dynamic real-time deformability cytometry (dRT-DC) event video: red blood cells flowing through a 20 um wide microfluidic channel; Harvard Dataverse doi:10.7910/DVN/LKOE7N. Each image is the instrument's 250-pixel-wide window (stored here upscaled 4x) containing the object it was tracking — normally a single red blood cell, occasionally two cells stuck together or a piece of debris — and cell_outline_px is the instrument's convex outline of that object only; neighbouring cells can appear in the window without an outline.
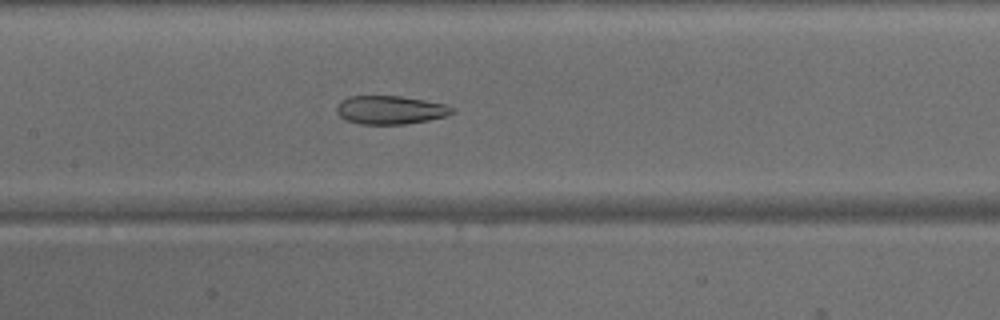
{"species": "common noctule bat (a hibernating species)", "species_latin": "Nyctalus noctula", "temperature_condition": "warm", "stored_images_in_passage": 45, "camera_frame_rate_fps": 3000, "um_per_image_px": 0.085, "animal": {"sex": "male", "body_mass_g": 15.6}, "frame": {"image": 1, "passage_image": 21, "time_ms": 6.667, "image_size_px": [1000, 320], "cell_outline_px": [[456, 112], [444, 116], [428, 120], [404, 124], [360, 124], [344, 120], [336, 112], [336, 108], [340, 100], [348, 96], [400, 96], [448, 104], [456, 108]], "centroid_in_image_um": [33.18, 9.34], "position_along_channel_um": 174.2, "area_um2": 19.36}}
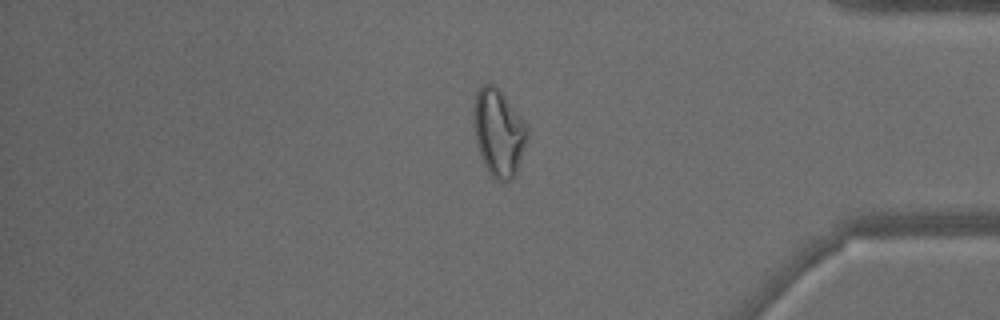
{"frame": {"image": 2, "passage_image": 38, "time_ms": 12.333, "image_size_px": [1000, 320], "cell_outline_px": [[528, 136], [516, 176], [508, 180], [500, 180], [492, 176], [484, 164], [476, 144], [472, 124], [472, 104], [476, 92], [484, 84], [496, 84], [528, 128]], "centroid_in_image_um": [42.35, 11.24], "position_along_channel_um": 392.9, "area_um2": 27.4}}
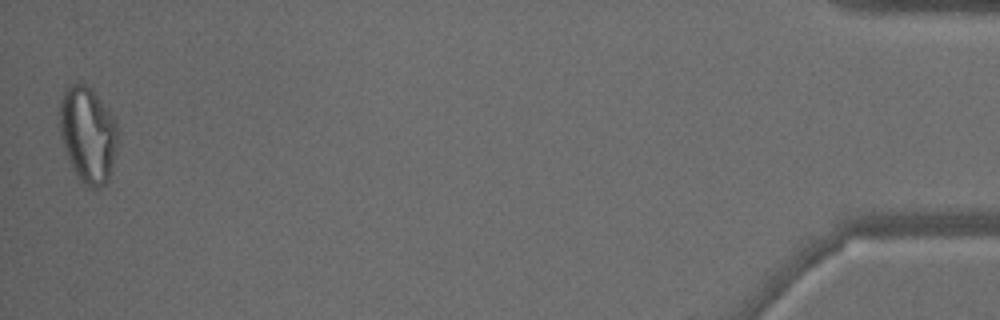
{"frame": {"image": 3, "passage_image": 45, "time_ms": 14.667, "image_size_px": [1000, 320], "cell_outline_px": [[120, 140], [108, 180], [100, 188], [88, 188], [80, 180], [72, 168], [60, 136], [60, 100], [64, 92], [72, 84], [84, 84], [92, 88], [112, 116], [116, 124]], "centroid_in_image_um": [7.49, 11.47], "position_along_channel_um": 427.7, "area_um2": 32.54}}